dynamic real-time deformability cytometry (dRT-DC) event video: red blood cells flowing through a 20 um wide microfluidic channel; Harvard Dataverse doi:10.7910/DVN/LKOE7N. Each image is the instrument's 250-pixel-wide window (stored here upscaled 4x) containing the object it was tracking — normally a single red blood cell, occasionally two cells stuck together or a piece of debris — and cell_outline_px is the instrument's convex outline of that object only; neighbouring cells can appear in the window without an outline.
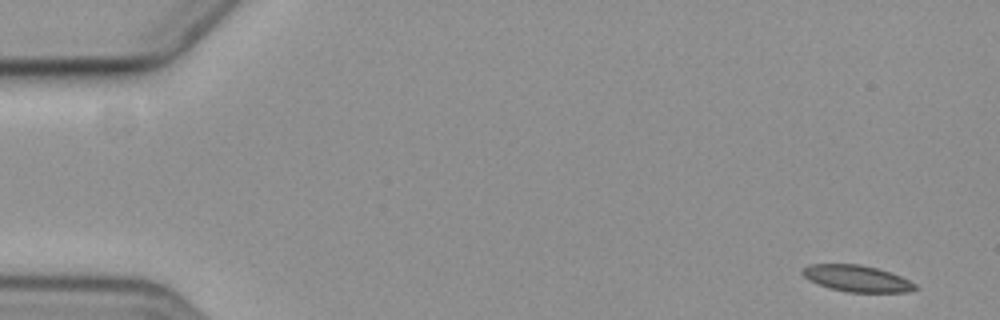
{"species": "common noctule bat (a hibernating species)", "species_latin": "Nyctalus noctula", "temperature_condition": "cold", "stored_images_in_passage": 5, "camera_frame_rate_fps": 3000, "um_per_image_px": 0.085, "animal": {"sex": "female", "body_mass_g": 19.3, "forearm_length_mm": 54.1}, "frame": {"image": 1, "passage_image": 1, "time_ms": 0.0, "image_size_px": [1000, 320], "cell_outline_px": [[920, 288], [908, 292], [848, 292], [832, 288], [808, 280], [800, 272], [808, 264], [860, 264], [876, 268], [900, 276], [916, 284]], "centroid_in_image_um": [72.84, 23.67], "position_along_channel_um": 12.2, "area_um2": 17.22}}
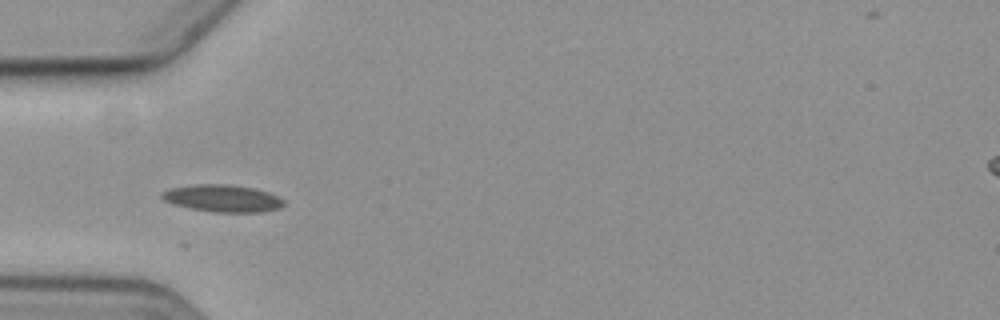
{"frame": {"image": 2, "passage_image": 5, "time_ms": 5.333, "image_size_px": [1000, 320], "cell_outline_px": [[284, 204], [280, 208], [260, 212], [212, 212], [188, 208], [172, 204], [164, 200], [160, 196], [160, 192], [168, 188], [196, 184], [228, 184], [252, 188], [268, 192], [284, 200]], "centroid_in_image_um": [18.86, 16.86], "position_along_channel_um": 66.1, "area_um2": 19.42}}